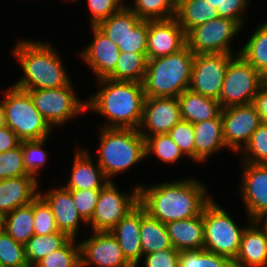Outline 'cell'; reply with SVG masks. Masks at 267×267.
Listing matches in <instances>:
<instances>
[{
  "label": "cell",
  "mask_w": 267,
  "mask_h": 267,
  "mask_svg": "<svg viewBox=\"0 0 267 267\" xmlns=\"http://www.w3.org/2000/svg\"><path fill=\"white\" fill-rule=\"evenodd\" d=\"M38 180L22 175L0 180V210L7 214L18 207L30 204L39 195Z\"/></svg>",
  "instance_id": "ffe728a7"
},
{
  "label": "cell",
  "mask_w": 267,
  "mask_h": 267,
  "mask_svg": "<svg viewBox=\"0 0 267 267\" xmlns=\"http://www.w3.org/2000/svg\"><path fill=\"white\" fill-rule=\"evenodd\" d=\"M240 152L245 163L267 164V124L261 123Z\"/></svg>",
  "instance_id": "f35d334b"
},
{
  "label": "cell",
  "mask_w": 267,
  "mask_h": 267,
  "mask_svg": "<svg viewBox=\"0 0 267 267\" xmlns=\"http://www.w3.org/2000/svg\"><path fill=\"white\" fill-rule=\"evenodd\" d=\"M139 186V204L145 211L164 224L199 216L212 200L205 184L195 179H180Z\"/></svg>",
  "instance_id": "6da1fadb"
},
{
  "label": "cell",
  "mask_w": 267,
  "mask_h": 267,
  "mask_svg": "<svg viewBox=\"0 0 267 267\" xmlns=\"http://www.w3.org/2000/svg\"><path fill=\"white\" fill-rule=\"evenodd\" d=\"M218 17L217 9L206 0H177L175 18L186 34L194 27Z\"/></svg>",
  "instance_id": "83f0119b"
},
{
  "label": "cell",
  "mask_w": 267,
  "mask_h": 267,
  "mask_svg": "<svg viewBox=\"0 0 267 267\" xmlns=\"http://www.w3.org/2000/svg\"><path fill=\"white\" fill-rule=\"evenodd\" d=\"M93 41L81 51V59L91 68L97 80L107 79L114 71L120 50L96 27L91 26Z\"/></svg>",
  "instance_id": "ac0fdd59"
},
{
  "label": "cell",
  "mask_w": 267,
  "mask_h": 267,
  "mask_svg": "<svg viewBox=\"0 0 267 267\" xmlns=\"http://www.w3.org/2000/svg\"><path fill=\"white\" fill-rule=\"evenodd\" d=\"M204 250L232 259L237 257L245 227H239L213 199L203 209Z\"/></svg>",
  "instance_id": "52a82bcc"
},
{
  "label": "cell",
  "mask_w": 267,
  "mask_h": 267,
  "mask_svg": "<svg viewBox=\"0 0 267 267\" xmlns=\"http://www.w3.org/2000/svg\"><path fill=\"white\" fill-rule=\"evenodd\" d=\"M6 125V117H5V109L3 103L0 102V128L5 127Z\"/></svg>",
  "instance_id": "f5cc1de1"
},
{
  "label": "cell",
  "mask_w": 267,
  "mask_h": 267,
  "mask_svg": "<svg viewBox=\"0 0 267 267\" xmlns=\"http://www.w3.org/2000/svg\"><path fill=\"white\" fill-rule=\"evenodd\" d=\"M16 242L23 245L35 234L33 201L5 215L3 228Z\"/></svg>",
  "instance_id": "f546056e"
},
{
  "label": "cell",
  "mask_w": 267,
  "mask_h": 267,
  "mask_svg": "<svg viewBox=\"0 0 267 267\" xmlns=\"http://www.w3.org/2000/svg\"><path fill=\"white\" fill-rule=\"evenodd\" d=\"M20 144L16 133L7 126L0 128V153L14 149Z\"/></svg>",
  "instance_id": "f907efd6"
},
{
  "label": "cell",
  "mask_w": 267,
  "mask_h": 267,
  "mask_svg": "<svg viewBox=\"0 0 267 267\" xmlns=\"http://www.w3.org/2000/svg\"><path fill=\"white\" fill-rule=\"evenodd\" d=\"M194 54L186 45L167 56L147 60L142 82L145 97H175L189 89Z\"/></svg>",
  "instance_id": "277c9868"
},
{
  "label": "cell",
  "mask_w": 267,
  "mask_h": 267,
  "mask_svg": "<svg viewBox=\"0 0 267 267\" xmlns=\"http://www.w3.org/2000/svg\"><path fill=\"white\" fill-rule=\"evenodd\" d=\"M70 192L79 214L88 222L94 213L100 189L70 190Z\"/></svg>",
  "instance_id": "f6af8a7d"
},
{
  "label": "cell",
  "mask_w": 267,
  "mask_h": 267,
  "mask_svg": "<svg viewBox=\"0 0 267 267\" xmlns=\"http://www.w3.org/2000/svg\"><path fill=\"white\" fill-rule=\"evenodd\" d=\"M25 267H36V266H34V265H27V266H25Z\"/></svg>",
  "instance_id": "11a10c76"
},
{
  "label": "cell",
  "mask_w": 267,
  "mask_h": 267,
  "mask_svg": "<svg viewBox=\"0 0 267 267\" xmlns=\"http://www.w3.org/2000/svg\"><path fill=\"white\" fill-rule=\"evenodd\" d=\"M29 175L23 163L22 141L14 149L0 153V180Z\"/></svg>",
  "instance_id": "7bdbcfd3"
},
{
  "label": "cell",
  "mask_w": 267,
  "mask_h": 267,
  "mask_svg": "<svg viewBox=\"0 0 267 267\" xmlns=\"http://www.w3.org/2000/svg\"><path fill=\"white\" fill-rule=\"evenodd\" d=\"M141 20L125 5L121 10L98 22L95 26L110 41L117 43L122 37L131 32Z\"/></svg>",
  "instance_id": "4dcf8cb0"
},
{
  "label": "cell",
  "mask_w": 267,
  "mask_h": 267,
  "mask_svg": "<svg viewBox=\"0 0 267 267\" xmlns=\"http://www.w3.org/2000/svg\"><path fill=\"white\" fill-rule=\"evenodd\" d=\"M86 149L77 148L72 173L65 188L69 190L102 189L109 180L98 163L96 165Z\"/></svg>",
  "instance_id": "603a6c76"
},
{
  "label": "cell",
  "mask_w": 267,
  "mask_h": 267,
  "mask_svg": "<svg viewBox=\"0 0 267 267\" xmlns=\"http://www.w3.org/2000/svg\"><path fill=\"white\" fill-rule=\"evenodd\" d=\"M147 60V54L120 53L115 71L108 78L115 81L142 83L147 68Z\"/></svg>",
  "instance_id": "1f68e13d"
},
{
  "label": "cell",
  "mask_w": 267,
  "mask_h": 267,
  "mask_svg": "<svg viewBox=\"0 0 267 267\" xmlns=\"http://www.w3.org/2000/svg\"><path fill=\"white\" fill-rule=\"evenodd\" d=\"M238 53L267 80V22L257 26Z\"/></svg>",
  "instance_id": "f1b7e54d"
},
{
  "label": "cell",
  "mask_w": 267,
  "mask_h": 267,
  "mask_svg": "<svg viewBox=\"0 0 267 267\" xmlns=\"http://www.w3.org/2000/svg\"><path fill=\"white\" fill-rule=\"evenodd\" d=\"M182 120L191 124L214 119L221 113L218 100L205 97L190 89L183 91L178 97Z\"/></svg>",
  "instance_id": "484cf974"
},
{
  "label": "cell",
  "mask_w": 267,
  "mask_h": 267,
  "mask_svg": "<svg viewBox=\"0 0 267 267\" xmlns=\"http://www.w3.org/2000/svg\"><path fill=\"white\" fill-rule=\"evenodd\" d=\"M234 267H267V233L253 220L245 227Z\"/></svg>",
  "instance_id": "7402d4cb"
},
{
  "label": "cell",
  "mask_w": 267,
  "mask_h": 267,
  "mask_svg": "<svg viewBox=\"0 0 267 267\" xmlns=\"http://www.w3.org/2000/svg\"><path fill=\"white\" fill-rule=\"evenodd\" d=\"M5 215L1 210H0V230L4 228V223H5Z\"/></svg>",
  "instance_id": "db71d44e"
},
{
  "label": "cell",
  "mask_w": 267,
  "mask_h": 267,
  "mask_svg": "<svg viewBox=\"0 0 267 267\" xmlns=\"http://www.w3.org/2000/svg\"><path fill=\"white\" fill-rule=\"evenodd\" d=\"M234 56L228 64L220 92L221 108L251 104L267 81L238 52Z\"/></svg>",
  "instance_id": "ba28073f"
},
{
  "label": "cell",
  "mask_w": 267,
  "mask_h": 267,
  "mask_svg": "<svg viewBox=\"0 0 267 267\" xmlns=\"http://www.w3.org/2000/svg\"><path fill=\"white\" fill-rule=\"evenodd\" d=\"M212 7H215L219 17L236 21L241 27L243 22V12L247 8L249 0H206Z\"/></svg>",
  "instance_id": "bcb514c9"
},
{
  "label": "cell",
  "mask_w": 267,
  "mask_h": 267,
  "mask_svg": "<svg viewBox=\"0 0 267 267\" xmlns=\"http://www.w3.org/2000/svg\"><path fill=\"white\" fill-rule=\"evenodd\" d=\"M186 45V33L175 17L166 20H148V60L176 53Z\"/></svg>",
  "instance_id": "2e32d148"
},
{
  "label": "cell",
  "mask_w": 267,
  "mask_h": 267,
  "mask_svg": "<svg viewBox=\"0 0 267 267\" xmlns=\"http://www.w3.org/2000/svg\"><path fill=\"white\" fill-rule=\"evenodd\" d=\"M181 120L177 98L145 97L143 117L138 130L142 136L169 133Z\"/></svg>",
  "instance_id": "9a60e30c"
},
{
  "label": "cell",
  "mask_w": 267,
  "mask_h": 267,
  "mask_svg": "<svg viewBox=\"0 0 267 267\" xmlns=\"http://www.w3.org/2000/svg\"><path fill=\"white\" fill-rule=\"evenodd\" d=\"M47 139L49 138L22 141L25 170L35 178H37L36 176L39 174L42 166L47 163V152H45V149H42Z\"/></svg>",
  "instance_id": "ab89813d"
},
{
  "label": "cell",
  "mask_w": 267,
  "mask_h": 267,
  "mask_svg": "<svg viewBox=\"0 0 267 267\" xmlns=\"http://www.w3.org/2000/svg\"><path fill=\"white\" fill-rule=\"evenodd\" d=\"M72 83L54 89L26 90L35 108L48 124L64 125L66 121L86 111V101L77 98Z\"/></svg>",
  "instance_id": "9c48e42d"
},
{
  "label": "cell",
  "mask_w": 267,
  "mask_h": 267,
  "mask_svg": "<svg viewBox=\"0 0 267 267\" xmlns=\"http://www.w3.org/2000/svg\"><path fill=\"white\" fill-rule=\"evenodd\" d=\"M176 4L177 0H134V7L126 6L142 20H166L176 16Z\"/></svg>",
  "instance_id": "836d02e7"
},
{
  "label": "cell",
  "mask_w": 267,
  "mask_h": 267,
  "mask_svg": "<svg viewBox=\"0 0 267 267\" xmlns=\"http://www.w3.org/2000/svg\"><path fill=\"white\" fill-rule=\"evenodd\" d=\"M79 243L80 267H133L124 257L118 241L110 231H92Z\"/></svg>",
  "instance_id": "5bb4252c"
},
{
  "label": "cell",
  "mask_w": 267,
  "mask_h": 267,
  "mask_svg": "<svg viewBox=\"0 0 267 267\" xmlns=\"http://www.w3.org/2000/svg\"><path fill=\"white\" fill-rule=\"evenodd\" d=\"M12 54L23 70L13 85L23 90L54 89L71 81L61 57L52 44L35 40H18Z\"/></svg>",
  "instance_id": "3957f363"
},
{
  "label": "cell",
  "mask_w": 267,
  "mask_h": 267,
  "mask_svg": "<svg viewBox=\"0 0 267 267\" xmlns=\"http://www.w3.org/2000/svg\"><path fill=\"white\" fill-rule=\"evenodd\" d=\"M101 86L94 96L86 100V110L107 118L106 128L138 129L142 117L145 93L142 83L132 81L97 80Z\"/></svg>",
  "instance_id": "7a4b0ae2"
},
{
  "label": "cell",
  "mask_w": 267,
  "mask_h": 267,
  "mask_svg": "<svg viewBox=\"0 0 267 267\" xmlns=\"http://www.w3.org/2000/svg\"><path fill=\"white\" fill-rule=\"evenodd\" d=\"M39 196L48 204L53 212L56 227L59 231L66 233L70 238H75L79 224L87 222L79 214L69 189L64 186L53 188L48 192L39 191Z\"/></svg>",
  "instance_id": "d6986e66"
},
{
  "label": "cell",
  "mask_w": 267,
  "mask_h": 267,
  "mask_svg": "<svg viewBox=\"0 0 267 267\" xmlns=\"http://www.w3.org/2000/svg\"><path fill=\"white\" fill-rule=\"evenodd\" d=\"M253 221L260 224L259 226L267 233V209L261 212Z\"/></svg>",
  "instance_id": "816d5d0a"
},
{
  "label": "cell",
  "mask_w": 267,
  "mask_h": 267,
  "mask_svg": "<svg viewBox=\"0 0 267 267\" xmlns=\"http://www.w3.org/2000/svg\"><path fill=\"white\" fill-rule=\"evenodd\" d=\"M27 265L25 245L16 242L4 229L0 230V267Z\"/></svg>",
  "instance_id": "74e56055"
},
{
  "label": "cell",
  "mask_w": 267,
  "mask_h": 267,
  "mask_svg": "<svg viewBox=\"0 0 267 267\" xmlns=\"http://www.w3.org/2000/svg\"><path fill=\"white\" fill-rule=\"evenodd\" d=\"M110 232L116 238L126 260L138 267L143 256L140 237V204L123 217Z\"/></svg>",
  "instance_id": "44dd1931"
},
{
  "label": "cell",
  "mask_w": 267,
  "mask_h": 267,
  "mask_svg": "<svg viewBox=\"0 0 267 267\" xmlns=\"http://www.w3.org/2000/svg\"><path fill=\"white\" fill-rule=\"evenodd\" d=\"M233 55L230 53L195 55L189 89L220 103L225 73Z\"/></svg>",
  "instance_id": "7c38bea8"
},
{
  "label": "cell",
  "mask_w": 267,
  "mask_h": 267,
  "mask_svg": "<svg viewBox=\"0 0 267 267\" xmlns=\"http://www.w3.org/2000/svg\"><path fill=\"white\" fill-rule=\"evenodd\" d=\"M148 20H141L134 29L122 37L117 46L121 53L147 54Z\"/></svg>",
  "instance_id": "60d3db41"
},
{
  "label": "cell",
  "mask_w": 267,
  "mask_h": 267,
  "mask_svg": "<svg viewBox=\"0 0 267 267\" xmlns=\"http://www.w3.org/2000/svg\"><path fill=\"white\" fill-rule=\"evenodd\" d=\"M240 193L244 201L247 218L254 220L267 209V164H250L242 161Z\"/></svg>",
  "instance_id": "e0dca14e"
},
{
  "label": "cell",
  "mask_w": 267,
  "mask_h": 267,
  "mask_svg": "<svg viewBox=\"0 0 267 267\" xmlns=\"http://www.w3.org/2000/svg\"><path fill=\"white\" fill-rule=\"evenodd\" d=\"M178 267H234V261L204 249L181 251Z\"/></svg>",
  "instance_id": "d590c367"
},
{
  "label": "cell",
  "mask_w": 267,
  "mask_h": 267,
  "mask_svg": "<svg viewBox=\"0 0 267 267\" xmlns=\"http://www.w3.org/2000/svg\"><path fill=\"white\" fill-rule=\"evenodd\" d=\"M69 239L66 233L34 234L25 244L27 264L35 266L45 256L61 248Z\"/></svg>",
  "instance_id": "d6a6232c"
},
{
  "label": "cell",
  "mask_w": 267,
  "mask_h": 267,
  "mask_svg": "<svg viewBox=\"0 0 267 267\" xmlns=\"http://www.w3.org/2000/svg\"><path fill=\"white\" fill-rule=\"evenodd\" d=\"M241 28L234 20L218 17L191 29L186 34L187 46L194 55L233 54L230 44Z\"/></svg>",
  "instance_id": "8fae6325"
},
{
  "label": "cell",
  "mask_w": 267,
  "mask_h": 267,
  "mask_svg": "<svg viewBox=\"0 0 267 267\" xmlns=\"http://www.w3.org/2000/svg\"><path fill=\"white\" fill-rule=\"evenodd\" d=\"M223 138L227 148L240 152L262 121L251 103L221 109Z\"/></svg>",
  "instance_id": "4fadbf2b"
},
{
  "label": "cell",
  "mask_w": 267,
  "mask_h": 267,
  "mask_svg": "<svg viewBox=\"0 0 267 267\" xmlns=\"http://www.w3.org/2000/svg\"><path fill=\"white\" fill-rule=\"evenodd\" d=\"M165 225L176 250L181 252L204 248L203 212L199 216L169 222Z\"/></svg>",
  "instance_id": "cb8c5ba5"
},
{
  "label": "cell",
  "mask_w": 267,
  "mask_h": 267,
  "mask_svg": "<svg viewBox=\"0 0 267 267\" xmlns=\"http://www.w3.org/2000/svg\"><path fill=\"white\" fill-rule=\"evenodd\" d=\"M179 146L183 154L195 162V144L193 124L181 120L168 133Z\"/></svg>",
  "instance_id": "ee69618b"
},
{
  "label": "cell",
  "mask_w": 267,
  "mask_h": 267,
  "mask_svg": "<svg viewBox=\"0 0 267 267\" xmlns=\"http://www.w3.org/2000/svg\"><path fill=\"white\" fill-rule=\"evenodd\" d=\"M252 104L255 106L262 123L267 124V81L258 90Z\"/></svg>",
  "instance_id": "681fc988"
},
{
  "label": "cell",
  "mask_w": 267,
  "mask_h": 267,
  "mask_svg": "<svg viewBox=\"0 0 267 267\" xmlns=\"http://www.w3.org/2000/svg\"><path fill=\"white\" fill-rule=\"evenodd\" d=\"M33 216L34 233L36 235L64 233L57 229L53 212L48 204L39 195L33 201Z\"/></svg>",
  "instance_id": "b9f144b4"
},
{
  "label": "cell",
  "mask_w": 267,
  "mask_h": 267,
  "mask_svg": "<svg viewBox=\"0 0 267 267\" xmlns=\"http://www.w3.org/2000/svg\"><path fill=\"white\" fill-rule=\"evenodd\" d=\"M180 251L174 247L142 256L145 267H178Z\"/></svg>",
  "instance_id": "c3c4849f"
},
{
  "label": "cell",
  "mask_w": 267,
  "mask_h": 267,
  "mask_svg": "<svg viewBox=\"0 0 267 267\" xmlns=\"http://www.w3.org/2000/svg\"><path fill=\"white\" fill-rule=\"evenodd\" d=\"M6 125L20 141L49 138L52 127L35 108L28 91L16 86L4 93Z\"/></svg>",
  "instance_id": "8992f818"
},
{
  "label": "cell",
  "mask_w": 267,
  "mask_h": 267,
  "mask_svg": "<svg viewBox=\"0 0 267 267\" xmlns=\"http://www.w3.org/2000/svg\"><path fill=\"white\" fill-rule=\"evenodd\" d=\"M97 163L109 180L145 159V139L138 129L101 127Z\"/></svg>",
  "instance_id": "5b68a950"
},
{
  "label": "cell",
  "mask_w": 267,
  "mask_h": 267,
  "mask_svg": "<svg viewBox=\"0 0 267 267\" xmlns=\"http://www.w3.org/2000/svg\"><path fill=\"white\" fill-rule=\"evenodd\" d=\"M70 238L61 248L41 259L36 267H80V246Z\"/></svg>",
  "instance_id": "8d00e7d4"
},
{
  "label": "cell",
  "mask_w": 267,
  "mask_h": 267,
  "mask_svg": "<svg viewBox=\"0 0 267 267\" xmlns=\"http://www.w3.org/2000/svg\"><path fill=\"white\" fill-rule=\"evenodd\" d=\"M91 12L90 24L95 26L98 22L109 18L121 10L125 5L123 0H87Z\"/></svg>",
  "instance_id": "7dc6e473"
},
{
  "label": "cell",
  "mask_w": 267,
  "mask_h": 267,
  "mask_svg": "<svg viewBox=\"0 0 267 267\" xmlns=\"http://www.w3.org/2000/svg\"><path fill=\"white\" fill-rule=\"evenodd\" d=\"M143 137L145 139V158L154 153L162 162L171 164L185 156L168 133Z\"/></svg>",
  "instance_id": "e575fe53"
},
{
  "label": "cell",
  "mask_w": 267,
  "mask_h": 267,
  "mask_svg": "<svg viewBox=\"0 0 267 267\" xmlns=\"http://www.w3.org/2000/svg\"><path fill=\"white\" fill-rule=\"evenodd\" d=\"M140 237L143 256L173 248L166 225L150 216L140 205Z\"/></svg>",
  "instance_id": "4316f807"
},
{
  "label": "cell",
  "mask_w": 267,
  "mask_h": 267,
  "mask_svg": "<svg viewBox=\"0 0 267 267\" xmlns=\"http://www.w3.org/2000/svg\"><path fill=\"white\" fill-rule=\"evenodd\" d=\"M195 162H204L216 151L227 148L223 138L221 113L214 119L193 124Z\"/></svg>",
  "instance_id": "d4e9b609"
},
{
  "label": "cell",
  "mask_w": 267,
  "mask_h": 267,
  "mask_svg": "<svg viewBox=\"0 0 267 267\" xmlns=\"http://www.w3.org/2000/svg\"><path fill=\"white\" fill-rule=\"evenodd\" d=\"M114 181H109L102 189L98 201L87 225L92 231H110L123 217L139 204V186L132 193L123 194Z\"/></svg>",
  "instance_id": "30bf717a"
}]
</instances>
